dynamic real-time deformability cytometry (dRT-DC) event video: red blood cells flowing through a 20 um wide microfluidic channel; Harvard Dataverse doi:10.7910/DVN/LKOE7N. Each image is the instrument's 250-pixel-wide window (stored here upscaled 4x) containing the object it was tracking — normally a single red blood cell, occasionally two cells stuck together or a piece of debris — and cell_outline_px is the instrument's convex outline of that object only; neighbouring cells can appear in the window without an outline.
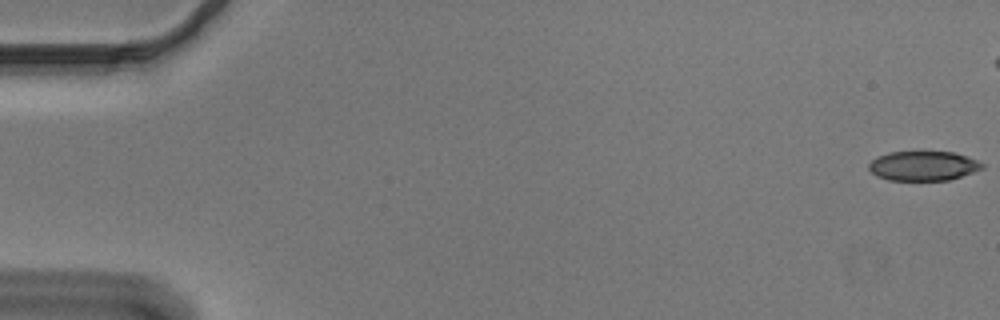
{"species": "Egyptian fruit bat (a non-hibernating species)", "species_latin": "Rousettus aegyptiacus", "temperature_condition": "cold", "stored_images_in_passage": 49, "camera_frame_rate_fps": 3000, "um_per_image_px": 0.085, "animal": {"sex": "male"}, "frame": {"image": 1, "passage_image": 1, "time_ms": 0.0, "image_size_px": [1000, 320], "cell_outline_px": [[984, 168], [948, 180], [888, 180], [876, 176], [868, 168], [868, 164], [876, 156], [888, 152], [920, 148], [956, 152], [976, 160], [984, 164]], "centroid_in_image_um": [78.43, 14.03], "position_along_channel_um": 6.6, "area_um2": 20.46}}
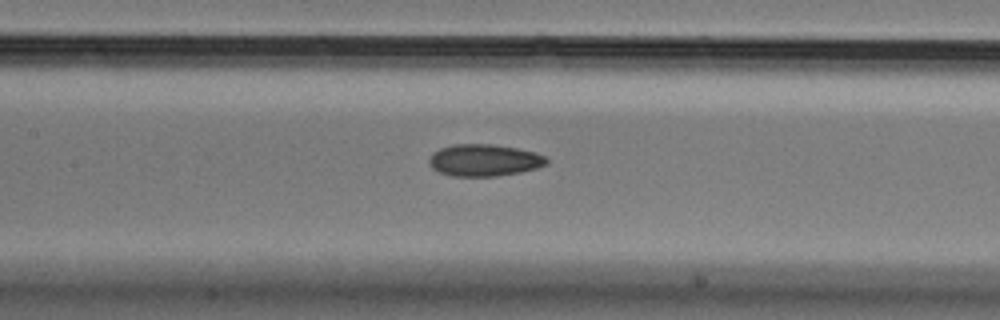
{"frame": {"image": 2, "passage_image": 26, "time_ms": 8.333, "image_size_px": [1000, 320], "cell_outline_px": [[548, 164], [536, 168], [520, 172], [496, 176], [452, 176], [440, 172], [432, 168], [428, 164], [428, 160], [432, 152], [440, 148], [452, 144], [492, 144], [516, 148], [536, 152], [544, 156], [548, 160]], "centroid_in_image_um": [41.13, 13.61], "position_along_channel_um": 166.3, "area_um2": 21.96}}
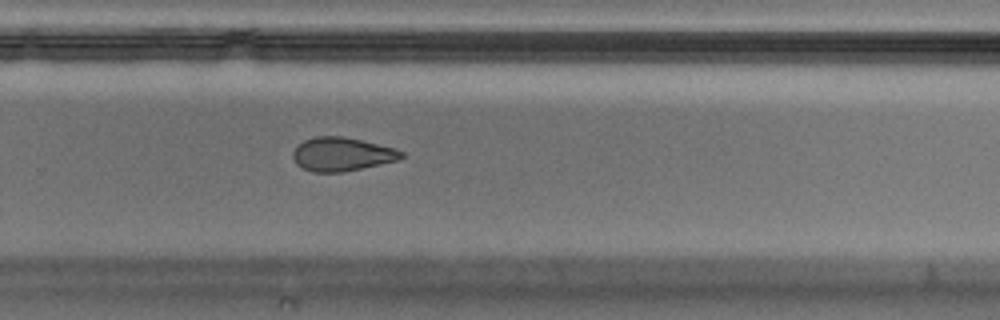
{"frame": {"image": 3, "passage_image": 37, "time_ms": 12.0, "image_size_px": [1000, 320], "cell_outline_px": [[404, 156], [400, 160], [344, 172], [312, 172], [296, 164], [292, 156], [292, 152], [304, 140], [316, 136], [340, 136], [360, 140], [396, 148], [404, 152]], "centroid_in_image_um": [29.09, 13.11], "position_along_channel_um": 300.7, "area_um2": 21.27}}